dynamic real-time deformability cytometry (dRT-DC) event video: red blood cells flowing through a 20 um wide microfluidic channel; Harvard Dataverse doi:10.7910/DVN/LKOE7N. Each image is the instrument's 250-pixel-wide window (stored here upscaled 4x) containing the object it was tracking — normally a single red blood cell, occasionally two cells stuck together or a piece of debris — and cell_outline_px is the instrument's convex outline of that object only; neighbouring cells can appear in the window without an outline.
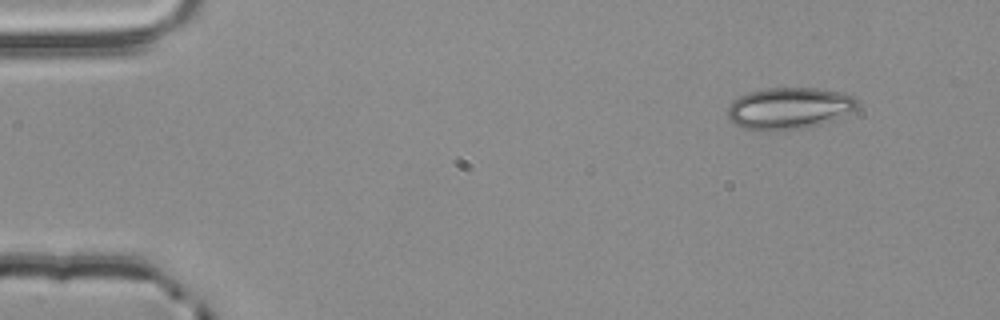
{"species": "common noctule bat (a hibernating species)", "species_latin": "Nyctalus noctula", "temperature_condition": "room temperature", "stored_images_in_passage": 3, "camera_frame_rate_fps": 3000, "um_per_image_px": 0.085, "animal": {"sex": "male", "body_mass_g": 20.4}, "frame": {"image": 1, "passage_image": 1, "time_ms": 0.0, "image_size_px": [1000, 320], "cell_outline_px": [[856, 108], [832, 120], [820, 124], [800, 128], [768, 132], [744, 128], [732, 124], [728, 116], [728, 108], [732, 100], [748, 92], [764, 88], [816, 88], [840, 92], [856, 96]], "centroid_in_image_um": [67.01, 9.2], "position_along_channel_um": 18.0, "area_um2": 31.5}}